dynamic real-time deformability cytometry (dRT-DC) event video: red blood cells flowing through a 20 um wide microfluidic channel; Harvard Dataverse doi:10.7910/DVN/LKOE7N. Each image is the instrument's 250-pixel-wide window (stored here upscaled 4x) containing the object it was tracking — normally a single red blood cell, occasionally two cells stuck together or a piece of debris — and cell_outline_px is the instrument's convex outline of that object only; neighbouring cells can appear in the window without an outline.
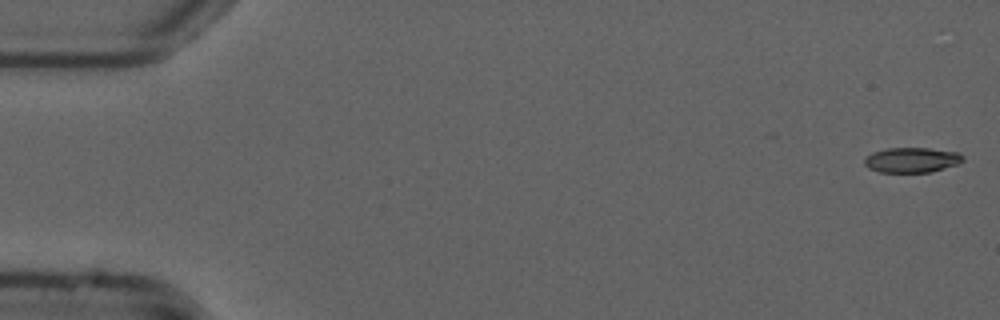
{"species": "common noctule bat (a hibernating species)", "species_latin": "Nyctalus noctula", "temperature_condition": "cold", "stored_images_in_passage": 52, "camera_frame_rate_fps": 3000, "um_per_image_px": 0.085, "animal": {"sex": "male", "forearm_length_mm": 52.5}, "frame": {"image": 1, "passage_image": 1, "time_ms": 0.0, "image_size_px": [1000, 320], "cell_outline_px": [[964, 160], [960, 164], [932, 172], [880, 172], [868, 168], [864, 164], [864, 156], [872, 152], [888, 148], [928, 148], [960, 152], [964, 156]], "centroid_in_image_um": [77.53, 13.59], "position_along_channel_um": 7.5, "area_um2": 14.68}}
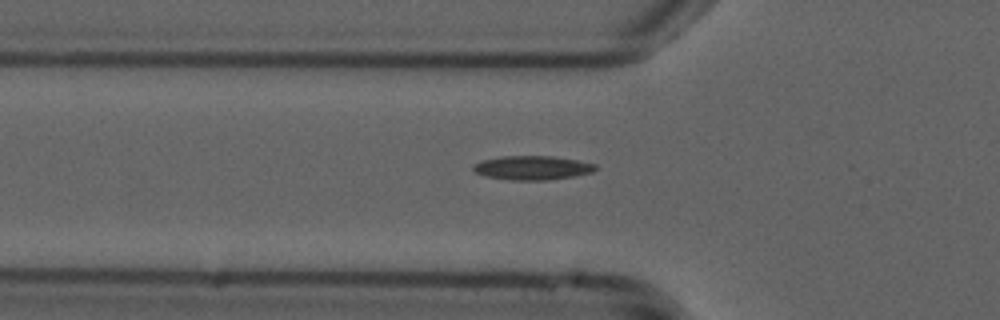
{"frame": {"image": 2, "passage_image": 18, "time_ms": 5.667, "image_size_px": [1000, 320], "cell_outline_px": [[596, 168], [592, 172], [572, 176], [548, 180], [508, 180], [484, 176], [476, 172], [472, 168], [472, 164], [484, 160], [500, 156], [552, 156], [576, 160], [596, 164]], "centroid_in_image_um": [45.2, 14.26], "position_along_channel_um": 80.6, "area_um2": 17.05}}
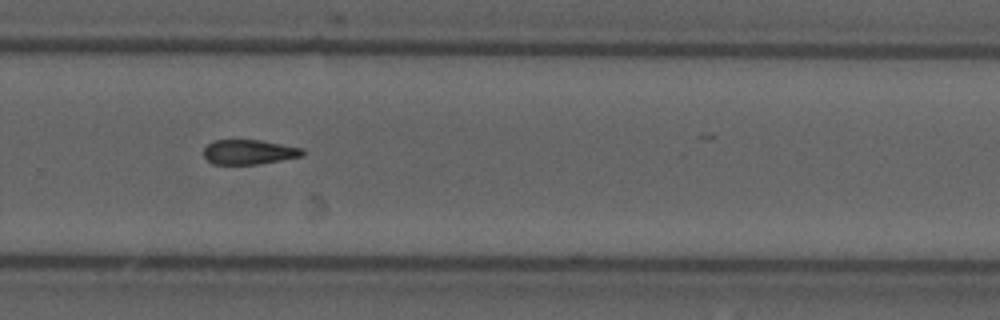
{"frame": {"image": 3, "passage_image": 36, "time_ms": 11.667, "image_size_px": [1000, 320], "cell_outline_px": [[304, 156], [260, 164], [212, 164], [204, 156], [204, 148], [212, 140], [260, 140], [304, 148]], "centroid_in_image_um": [21.19, 12.92], "position_along_channel_um": 308.6, "area_um2": 14.33}}